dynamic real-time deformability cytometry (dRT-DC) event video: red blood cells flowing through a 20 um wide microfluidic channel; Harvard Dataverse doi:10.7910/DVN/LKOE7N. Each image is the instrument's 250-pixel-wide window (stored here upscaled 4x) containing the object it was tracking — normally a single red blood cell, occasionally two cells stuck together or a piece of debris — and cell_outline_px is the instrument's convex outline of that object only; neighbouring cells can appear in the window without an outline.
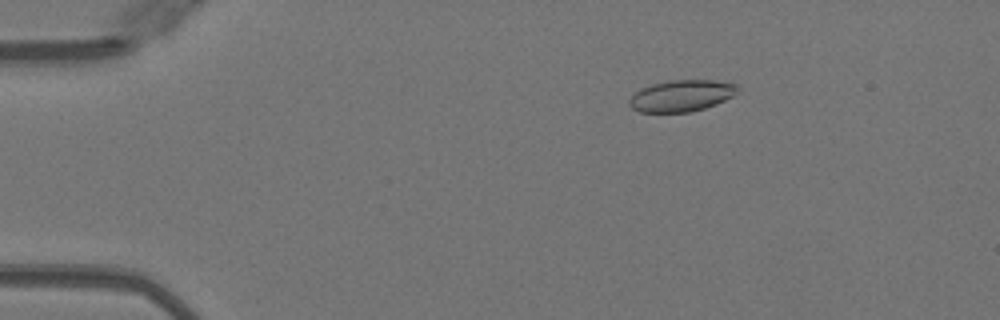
{"species": "Egyptian fruit bat (a non-hibernating species)", "species_latin": "Rousettus aegyptiacus", "temperature_condition": "warm", "stored_images_in_passage": 51, "camera_frame_rate_fps": 3000, "um_per_image_px": 0.085, "animal": {"sex": "female"}, "frame": {"image": 1, "passage_image": 9, "time_ms": 2.667, "image_size_px": [1000, 320], "cell_outline_px": [[736, 92], [732, 96], [716, 104], [692, 112], [640, 112], [632, 108], [628, 104], [628, 100], [640, 88], [652, 84], [668, 80], [716, 80], [736, 84]], "centroid_in_image_um": [57.89, 8.14], "position_along_channel_um": 27.1, "area_um2": 19.83}}
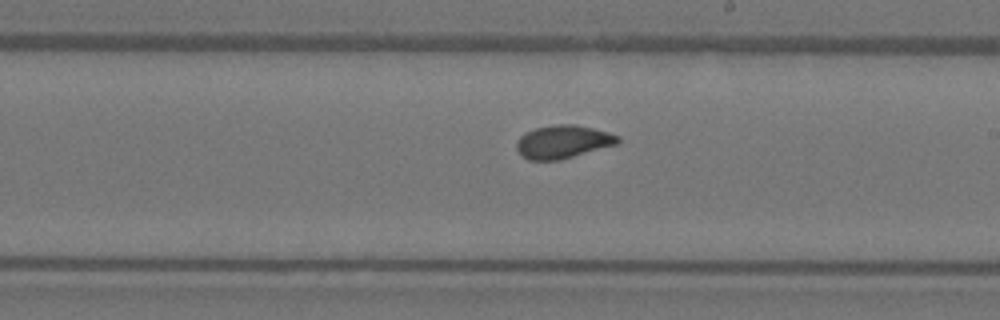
{"frame": {"image": 2, "passage_image": 30, "time_ms": 9.667, "image_size_px": [1000, 320], "cell_outline_px": [[620, 140], [616, 144], [560, 160], [528, 160], [520, 156], [516, 148], [516, 144], [520, 136], [524, 132], [536, 128], [556, 124], [576, 124], [608, 132], [620, 136]], "centroid_in_image_um": [47.81, 12.05], "position_along_channel_um": 241.2, "area_um2": 19.59}}
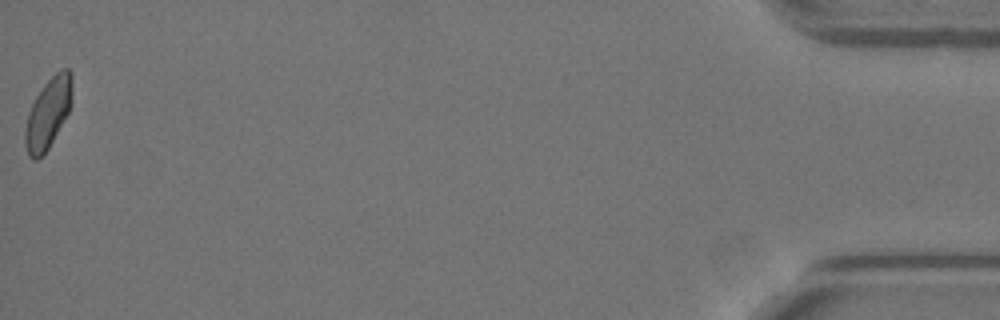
{"frame": {"image": 3, "passage_image": 51, "time_ms": 16.667, "image_size_px": [1000, 320], "cell_outline_px": [[72, 100], [68, 112], [48, 148], [36, 160], [32, 160], [28, 156], [24, 144], [24, 132], [28, 112], [36, 96], [44, 84], [60, 68], [68, 68], [72, 72]], "centroid_in_image_um": [4.08, 9.6], "position_along_channel_um": 431.1, "area_um2": 19.25}, "authors_computed_cell_mechanics": {"area_um2": 19.5942, "velocity_mm_per_s": 4.0577, "shape_relaxation_time_tau1_ms": 5.7771, "shape_relaxation_time_tau2_ms": 0.7445, "deformation_change_tau1": 0.1497, "deformation_change_tau2": 0.0521}}